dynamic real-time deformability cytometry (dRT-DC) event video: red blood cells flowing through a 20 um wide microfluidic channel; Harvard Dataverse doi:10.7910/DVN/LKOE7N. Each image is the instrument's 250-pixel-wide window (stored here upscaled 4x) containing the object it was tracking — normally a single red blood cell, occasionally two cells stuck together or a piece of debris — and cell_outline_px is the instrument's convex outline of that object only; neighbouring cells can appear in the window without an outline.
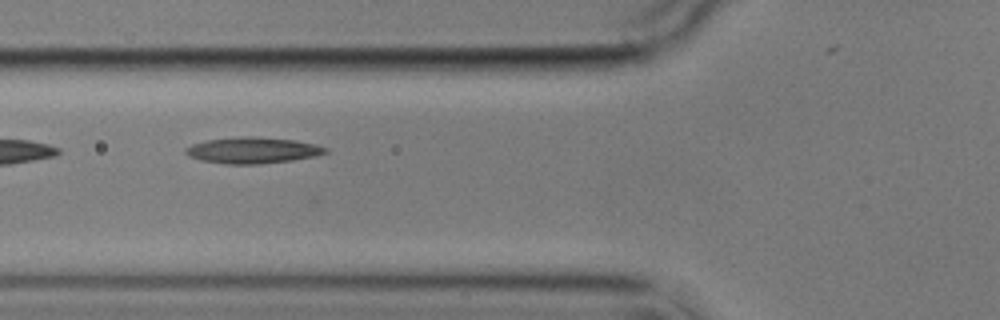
{"species": "common noctule bat (a hibernating species)", "species_latin": "Nyctalus noctula", "temperature_condition": "cold", "stored_images_in_passage": 10, "camera_frame_rate_fps": 3000, "um_per_image_px": 0.085, "animal": {"sex": "male", "body_mass_g": 17.9}, "frame": {"image": 1, "passage_image": 7, "time_ms": 8.0, "image_size_px": [1000, 320], "cell_outline_px": [[328, 152], [316, 156], [292, 160], [260, 164], [224, 164], [200, 160], [188, 156], [184, 152], [184, 148], [192, 144], [208, 140], [240, 136], [252, 136], [296, 140], [316, 144], [328, 148]], "centroid_in_image_um": [21.47, 12.77], "position_along_channel_um": 104.3, "area_um2": 21.5}}
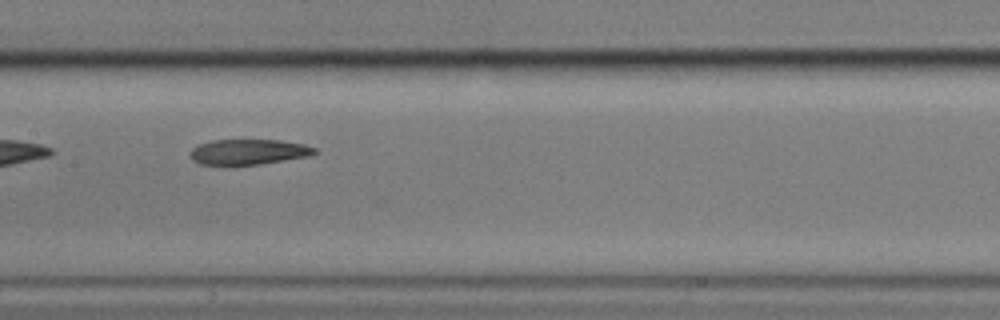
{"frame": {"image": 2, "passage_image": 9, "time_ms": 10.333, "image_size_px": [1000, 320], "cell_outline_px": [[316, 152], [308, 156], [236, 168], [200, 164], [192, 160], [192, 148], [200, 144], [212, 140], [280, 140], [304, 144], [316, 148]], "centroid_in_image_um": [21.08, 12.95], "position_along_channel_um": 186.3, "area_um2": 18.9}}
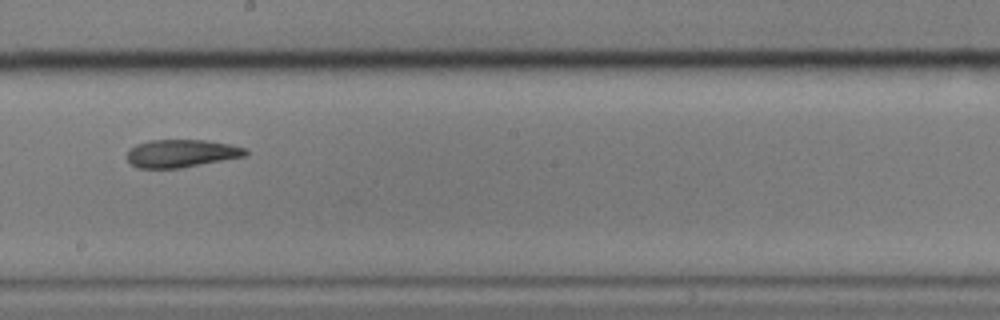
{"frame": {"image": 3, "passage_image": 10, "time_ms": 11.667, "image_size_px": [1000, 320], "cell_outline_px": [[248, 152], [244, 156], [180, 168], [140, 168], [132, 164], [128, 160], [128, 152], [136, 144], [148, 140], [204, 140], [232, 144], [244, 148]], "centroid_in_image_um": [15.41, 13.03], "position_along_channel_um": 232.8, "area_um2": 18.96}}